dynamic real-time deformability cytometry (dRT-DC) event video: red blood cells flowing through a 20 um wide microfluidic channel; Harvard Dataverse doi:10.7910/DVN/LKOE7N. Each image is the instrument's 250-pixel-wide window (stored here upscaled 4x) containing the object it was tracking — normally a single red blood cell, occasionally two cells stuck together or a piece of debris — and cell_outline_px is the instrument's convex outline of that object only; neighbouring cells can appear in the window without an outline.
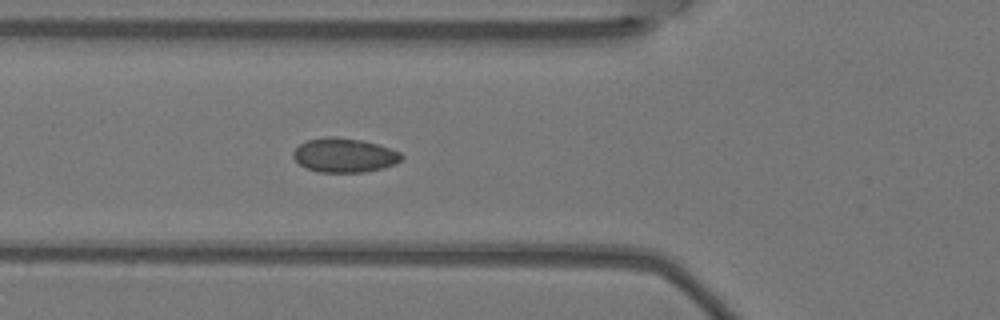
{"species": "Egyptian fruit bat (a non-hibernating species)", "species_latin": "Rousettus aegyptiacus", "temperature_condition": "warm", "stored_images_in_passage": 6, "camera_frame_rate_fps": 3000, "um_per_image_px": 0.085, "animal": {"sex": "female"}, "frame": {"image": 1, "passage_image": 6, "time_ms": 1.667, "image_size_px": [1000, 320], "cell_outline_px": [[404, 156], [396, 164], [384, 168], [364, 172], [320, 172], [308, 168], [300, 164], [292, 156], [292, 152], [300, 144], [308, 140], [324, 136], [336, 136], [360, 140], [376, 144], [400, 152]], "centroid_in_image_um": [29.27, 13.19], "position_along_channel_um": 96.5, "area_um2": 21.5}}